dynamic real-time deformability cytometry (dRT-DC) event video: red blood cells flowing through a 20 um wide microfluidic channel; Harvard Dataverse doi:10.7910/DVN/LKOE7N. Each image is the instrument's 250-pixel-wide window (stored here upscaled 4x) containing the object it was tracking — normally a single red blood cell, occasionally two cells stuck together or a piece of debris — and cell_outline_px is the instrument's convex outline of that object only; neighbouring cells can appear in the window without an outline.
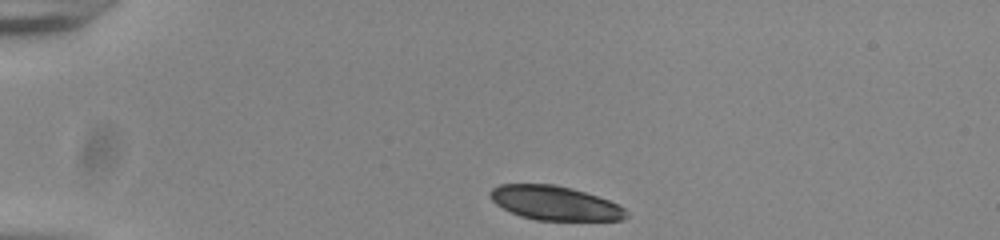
{"species": "common noctule bat (a hibernating species)", "species_latin": "Nyctalus noctula", "temperature_condition": "room temperature", "stored_images_in_passage": 42, "camera_frame_rate_fps": 3000, "um_per_image_px": 0.085, "animal": {"sex": "male", "body_mass_g": 20.0, "forearm_length_mm": 53.3}, "frame": {"image": 1, "passage_image": 1, "time_ms": 0.0, "image_size_px": [1000, 240], "cell_outline_px": [[628, 216], [624, 220], [536, 220], [520, 216], [496, 204], [488, 196], [488, 192], [492, 188], [500, 184], [556, 184], [572, 188], [608, 200], [624, 208], [628, 212]], "centroid_in_image_um": [47.14, 17.26], "position_along_channel_um": 37.9, "area_um2": 27.05}, "authors_computed_cell_mechanics": {"area_um2": 28.9289, "velocity_mm_per_s": 3.8284, "shape_relaxation_time_tau1_ms": 1.8208, "shape_relaxation_time_tau2_ms": 2.5174, "deformation_change_tau1": 0.2766, "deformation_change_tau2": 0.0805}}